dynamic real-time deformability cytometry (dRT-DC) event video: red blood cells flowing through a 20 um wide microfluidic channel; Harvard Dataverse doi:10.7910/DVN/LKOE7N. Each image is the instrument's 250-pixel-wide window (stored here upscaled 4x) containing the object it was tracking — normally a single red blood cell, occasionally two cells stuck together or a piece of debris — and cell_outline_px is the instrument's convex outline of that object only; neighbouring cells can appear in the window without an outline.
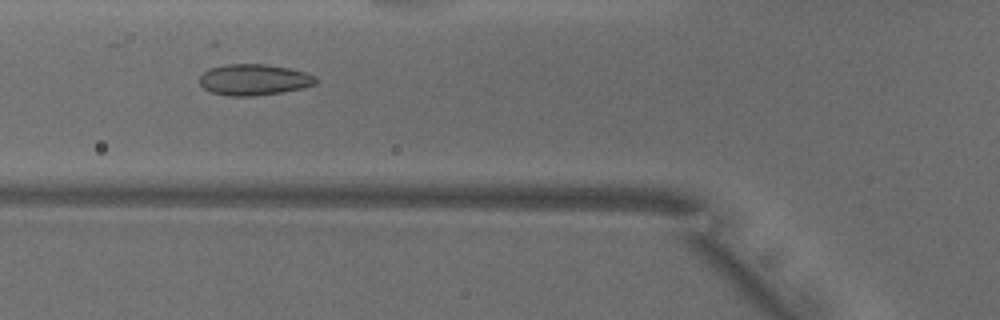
{"species": "common noctule bat (a hibernating species)", "species_latin": "Nyctalus noctula", "temperature_condition": "warm", "stored_images_in_passage": 40, "camera_frame_rate_fps": 3000, "um_per_image_px": 0.085, "animal": {"sex": "male", "body_mass_g": 18.8}, "frame": {"image": 1, "passage_image": 17, "time_ms": 5.333, "image_size_px": [1000, 320], "cell_outline_px": [[316, 84], [300, 88], [280, 92], [256, 96], [228, 96], [212, 92], [204, 88], [200, 84], [200, 76], [208, 68], [224, 64], [268, 64], [288, 68], [304, 72], [316, 76]], "centroid_in_image_um": [21.56, 6.77], "position_along_channel_um": 104.2, "area_um2": 21.04}}
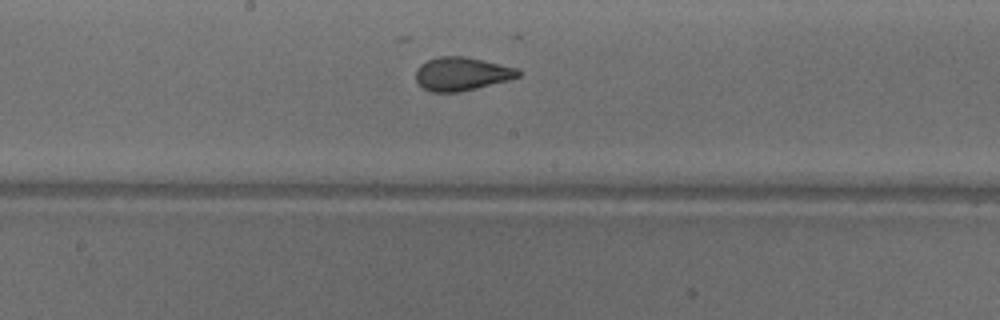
{"frame": {"image": 2, "passage_image": 25, "time_ms": 8.0, "image_size_px": [1000, 320], "cell_outline_px": [[520, 76], [508, 80], [460, 92], [432, 92], [424, 88], [416, 80], [416, 68], [420, 64], [436, 56], [468, 56], [516, 68], [520, 72]], "centroid_in_image_um": [39.22, 6.26], "position_along_channel_um": 209.0, "area_um2": 19.94}}
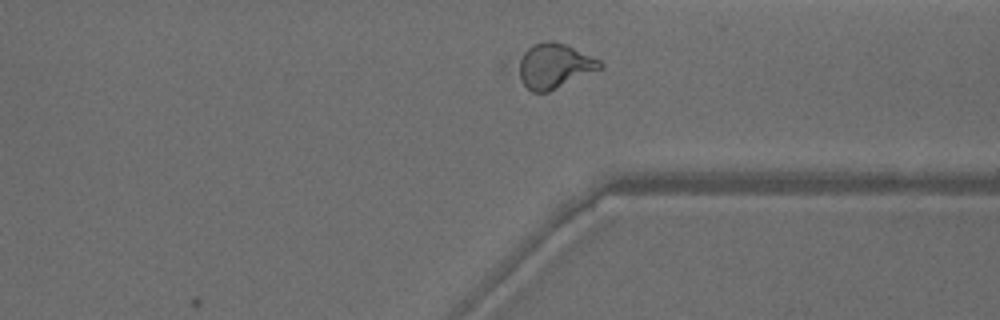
{"frame": {"image": 3, "passage_image": 37, "time_ms": 12.0, "image_size_px": [1000, 320], "cell_outline_px": [[604, 68], [548, 92], [532, 92], [520, 80], [512, 64], [532, 44], [544, 40], [552, 40], [564, 44], [600, 60], [604, 64]], "centroid_in_image_um": [47.04, 5.6], "position_along_channel_um": 364.4, "area_um2": 21.91}, "authors_computed_cell_mechanics": {"area_um2": 21.0103, "velocity_mm_per_s": 3.9202, "shape_relaxation_time_tau1_ms": null, "shape_relaxation_time_tau2_ms": 0.9928, "deformation_change_tau1": null, "deformation_change_tau2": 0.064}}